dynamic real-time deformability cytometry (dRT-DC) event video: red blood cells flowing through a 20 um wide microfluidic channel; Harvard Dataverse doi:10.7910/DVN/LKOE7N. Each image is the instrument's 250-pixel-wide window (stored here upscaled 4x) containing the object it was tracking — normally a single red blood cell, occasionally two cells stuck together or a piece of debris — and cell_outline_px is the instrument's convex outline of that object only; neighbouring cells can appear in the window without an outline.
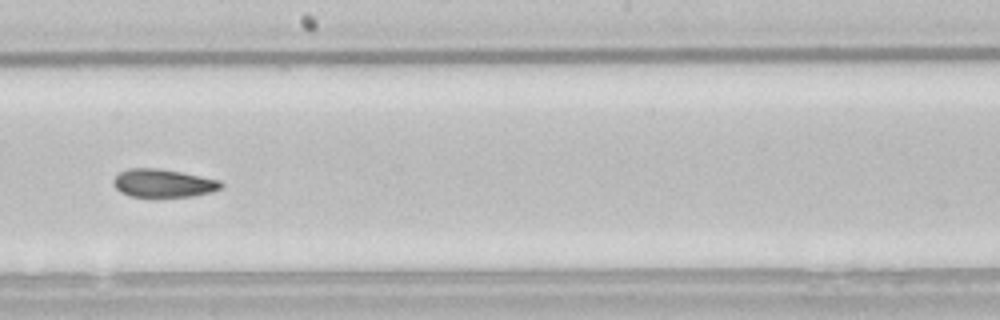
{"species": "common noctule bat (a hibernating species)", "species_latin": "Nyctalus noctula", "temperature_condition": "room temperature", "stored_images_in_passage": 42, "camera_frame_rate_fps": 3000, "um_per_image_px": 0.085, "animal": {"sex": "male", "body_mass_g": 21.5, "forearm_length_mm": 52.0}, "frame": {"image": 1, "passage_image": 19, "time_ms": 6.0, "image_size_px": [1000, 320], "cell_outline_px": [[224, 184], [220, 188], [208, 192], [192, 196], [128, 196], [120, 192], [116, 188], [112, 180], [120, 172], [128, 168], [160, 168], [220, 180]], "centroid_in_image_um": [13.84, 15.56], "position_along_channel_um": 234.4, "area_um2": 17.4}, "authors_computed_cell_mechanics": {"area_um2": 18.3515, "velocity_mm_per_s": 3.8261, "shape_relaxation_time_tau1_ms": 6.5358, "shape_relaxation_time_tau2_ms": 3.9498, "deformation_change_tau1": 0.1419, "deformation_change_tau2": 0.0928}}